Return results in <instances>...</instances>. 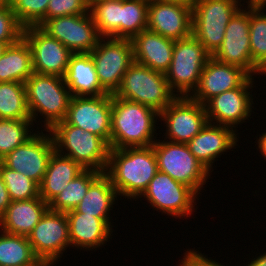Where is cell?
I'll return each mask as SVG.
<instances>
[{"instance_id": "6da1fadb", "label": "cell", "mask_w": 266, "mask_h": 266, "mask_svg": "<svg viewBox=\"0 0 266 266\" xmlns=\"http://www.w3.org/2000/svg\"><path fill=\"white\" fill-rule=\"evenodd\" d=\"M158 165L153 146L136 148H110L105 174L119 196L138 199L153 177Z\"/></svg>"}, {"instance_id": "7a4b0ae2", "label": "cell", "mask_w": 266, "mask_h": 266, "mask_svg": "<svg viewBox=\"0 0 266 266\" xmlns=\"http://www.w3.org/2000/svg\"><path fill=\"white\" fill-rule=\"evenodd\" d=\"M159 113L153 108L112 95L110 148L149 147L156 141Z\"/></svg>"}, {"instance_id": "3957f363", "label": "cell", "mask_w": 266, "mask_h": 266, "mask_svg": "<svg viewBox=\"0 0 266 266\" xmlns=\"http://www.w3.org/2000/svg\"><path fill=\"white\" fill-rule=\"evenodd\" d=\"M25 88L31 119L36 123L40 113L44 118L43 131L64 121L72 95L63 77L34 72L25 81Z\"/></svg>"}, {"instance_id": "277c9868", "label": "cell", "mask_w": 266, "mask_h": 266, "mask_svg": "<svg viewBox=\"0 0 266 266\" xmlns=\"http://www.w3.org/2000/svg\"><path fill=\"white\" fill-rule=\"evenodd\" d=\"M46 132L51 133L55 151L60 155L71 158L83 169L105 173L110 147L101 137L65 121L56 123Z\"/></svg>"}, {"instance_id": "5b68a950", "label": "cell", "mask_w": 266, "mask_h": 266, "mask_svg": "<svg viewBox=\"0 0 266 266\" xmlns=\"http://www.w3.org/2000/svg\"><path fill=\"white\" fill-rule=\"evenodd\" d=\"M114 95L117 98L149 106L158 113L177 98L169 88L164 73L154 71L137 62L129 66Z\"/></svg>"}, {"instance_id": "8992f818", "label": "cell", "mask_w": 266, "mask_h": 266, "mask_svg": "<svg viewBox=\"0 0 266 266\" xmlns=\"http://www.w3.org/2000/svg\"><path fill=\"white\" fill-rule=\"evenodd\" d=\"M210 57L204 46L192 35L175 40L171 65L165 75L169 88L177 97H190L193 94Z\"/></svg>"}, {"instance_id": "52a82bcc", "label": "cell", "mask_w": 266, "mask_h": 266, "mask_svg": "<svg viewBox=\"0 0 266 266\" xmlns=\"http://www.w3.org/2000/svg\"><path fill=\"white\" fill-rule=\"evenodd\" d=\"M241 1L197 0L192 8L191 35L211 56L222 44L230 19L241 6H244Z\"/></svg>"}, {"instance_id": "ba28073f", "label": "cell", "mask_w": 266, "mask_h": 266, "mask_svg": "<svg viewBox=\"0 0 266 266\" xmlns=\"http://www.w3.org/2000/svg\"><path fill=\"white\" fill-rule=\"evenodd\" d=\"M152 146L158 171L189 186L199 195L210 172L194 157L187 144L156 139Z\"/></svg>"}, {"instance_id": "9c48e42d", "label": "cell", "mask_w": 266, "mask_h": 266, "mask_svg": "<svg viewBox=\"0 0 266 266\" xmlns=\"http://www.w3.org/2000/svg\"><path fill=\"white\" fill-rule=\"evenodd\" d=\"M90 55L102 88L108 94H115L123 75L134 62L131 39L101 37Z\"/></svg>"}, {"instance_id": "30bf717a", "label": "cell", "mask_w": 266, "mask_h": 266, "mask_svg": "<svg viewBox=\"0 0 266 266\" xmlns=\"http://www.w3.org/2000/svg\"><path fill=\"white\" fill-rule=\"evenodd\" d=\"M145 198L149 204L169 216L188 218L194 211L198 194L189 186L175 181L168 174L158 171L150 184L139 197Z\"/></svg>"}, {"instance_id": "8fae6325", "label": "cell", "mask_w": 266, "mask_h": 266, "mask_svg": "<svg viewBox=\"0 0 266 266\" xmlns=\"http://www.w3.org/2000/svg\"><path fill=\"white\" fill-rule=\"evenodd\" d=\"M27 238L35 256L54 266L71 247L66 213L48 209Z\"/></svg>"}, {"instance_id": "7c38bea8", "label": "cell", "mask_w": 266, "mask_h": 266, "mask_svg": "<svg viewBox=\"0 0 266 266\" xmlns=\"http://www.w3.org/2000/svg\"><path fill=\"white\" fill-rule=\"evenodd\" d=\"M112 94L72 96L64 121L101 137L110 147Z\"/></svg>"}, {"instance_id": "4fadbf2b", "label": "cell", "mask_w": 266, "mask_h": 266, "mask_svg": "<svg viewBox=\"0 0 266 266\" xmlns=\"http://www.w3.org/2000/svg\"><path fill=\"white\" fill-rule=\"evenodd\" d=\"M249 28L250 4L247 9L240 8L230 19L224 40L212 57L222 63L237 65L251 76L263 75L251 59Z\"/></svg>"}, {"instance_id": "5bb4252c", "label": "cell", "mask_w": 266, "mask_h": 266, "mask_svg": "<svg viewBox=\"0 0 266 266\" xmlns=\"http://www.w3.org/2000/svg\"><path fill=\"white\" fill-rule=\"evenodd\" d=\"M40 28L73 54L90 53L101 38L90 12L48 19Z\"/></svg>"}, {"instance_id": "9a60e30c", "label": "cell", "mask_w": 266, "mask_h": 266, "mask_svg": "<svg viewBox=\"0 0 266 266\" xmlns=\"http://www.w3.org/2000/svg\"><path fill=\"white\" fill-rule=\"evenodd\" d=\"M165 122V138L171 142L187 144L208 123L204 105L190 97H177L159 113Z\"/></svg>"}, {"instance_id": "2e32d148", "label": "cell", "mask_w": 266, "mask_h": 266, "mask_svg": "<svg viewBox=\"0 0 266 266\" xmlns=\"http://www.w3.org/2000/svg\"><path fill=\"white\" fill-rule=\"evenodd\" d=\"M54 152L55 146L51 133L43 134L41 130V133L35 132L23 145L12 150L0 162L40 185Z\"/></svg>"}, {"instance_id": "e0dca14e", "label": "cell", "mask_w": 266, "mask_h": 266, "mask_svg": "<svg viewBox=\"0 0 266 266\" xmlns=\"http://www.w3.org/2000/svg\"><path fill=\"white\" fill-rule=\"evenodd\" d=\"M253 76H250L240 87L225 91L208 100L205 111L208 122L216 125H224L234 128L249 120L253 111ZM249 90V91H248ZM237 125V126H236Z\"/></svg>"}, {"instance_id": "ac0fdd59", "label": "cell", "mask_w": 266, "mask_h": 266, "mask_svg": "<svg viewBox=\"0 0 266 266\" xmlns=\"http://www.w3.org/2000/svg\"><path fill=\"white\" fill-rule=\"evenodd\" d=\"M23 38L31 49L35 73L65 76L70 56L73 54L66 46L38 26L24 28Z\"/></svg>"}, {"instance_id": "d6986e66", "label": "cell", "mask_w": 266, "mask_h": 266, "mask_svg": "<svg viewBox=\"0 0 266 266\" xmlns=\"http://www.w3.org/2000/svg\"><path fill=\"white\" fill-rule=\"evenodd\" d=\"M191 25V7L162 0H149L148 30L175 41L190 37Z\"/></svg>"}, {"instance_id": "ffe728a7", "label": "cell", "mask_w": 266, "mask_h": 266, "mask_svg": "<svg viewBox=\"0 0 266 266\" xmlns=\"http://www.w3.org/2000/svg\"><path fill=\"white\" fill-rule=\"evenodd\" d=\"M251 75L243 68L208 59L199 84L190 98L204 105L208 100L225 91L240 87Z\"/></svg>"}, {"instance_id": "44dd1931", "label": "cell", "mask_w": 266, "mask_h": 266, "mask_svg": "<svg viewBox=\"0 0 266 266\" xmlns=\"http://www.w3.org/2000/svg\"><path fill=\"white\" fill-rule=\"evenodd\" d=\"M236 129L224 125L207 123L206 126L188 143L194 157L209 171L216 158L231 150L238 142Z\"/></svg>"}, {"instance_id": "7402d4cb", "label": "cell", "mask_w": 266, "mask_h": 266, "mask_svg": "<svg viewBox=\"0 0 266 266\" xmlns=\"http://www.w3.org/2000/svg\"><path fill=\"white\" fill-rule=\"evenodd\" d=\"M69 225V240L72 247L80 250L100 248L110 238L113 229L110 219L78 213L74 209L66 212Z\"/></svg>"}, {"instance_id": "603a6c76", "label": "cell", "mask_w": 266, "mask_h": 266, "mask_svg": "<svg viewBox=\"0 0 266 266\" xmlns=\"http://www.w3.org/2000/svg\"><path fill=\"white\" fill-rule=\"evenodd\" d=\"M131 42L134 62L164 74L169 70L174 40L146 29L134 36Z\"/></svg>"}, {"instance_id": "cb8c5ba5", "label": "cell", "mask_w": 266, "mask_h": 266, "mask_svg": "<svg viewBox=\"0 0 266 266\" xmlns=\"http://www.w3.org/2000/svg\"><path fill=\"white\" fill-rule=\"evenodd\" d=\"M48 209V204L41 197L11 201L0 217V229L9 234L28 237Z\"/></svg>"}, {"instance_id": "d4e9b609", "label": "cell", "mask_w": 266, "mask_h": 266, "mask_svg": "<svg viewBox=\"0 0 266 266\" xmlns=\"http://www.w3.org/2000/svg\"><path fill=\"white\" fill-rule=\"evenodd\" d=\"M63 78L72 96L108 94L99 83L90 53L72 54Z\"/></svg>"}, {"instance_id": "484cf974", "label": "cell", "mask_w": 266, "mask_h": 266, "mask_svg": "<svg viewBox=\"0 0 266 266\" xmlns=\"http://www.w3.org/2000/svg\"><path fill=\"white\" fill-rule=\"evenodd\" d=\"M84 169L71 158L54 152L39 185L40 197L49 204Z\"/></svg>"}, {"instance_id": "4316f807", "label": "cell", "mask_w": 266, "mask_h": 266, "mask_svg": "<svg viewBox=\"0 0 266 266\" xmlns=\"http://www.w3.org/2000/svg\"><path fill=\"white\" fill-rule=\"evenodd\" d=\"M33 73L32 52L22 37L0 56V82L25 83Z\"/></svg>"}, {"instance_id": "83f0119b", "label": "cell", "mask_w": 266, "mask_h": 266, "mask_svg": "<svg viewBox=\"0 0 266 266\" xmlns=\"http://www.w3.org/2000/svg\"><path fill=\"white\" fill-rule=\"evenodd\" d=\"M117 197L118 194L110 178L102 173L89 186L84 198L74 210L100 219H110L109 213Z\"/></svg>"}, {"instance_id": "f1b7e54d", "label": "cell", "mask_w": 266, "mask_h": 266, "mask_svg": "<svg viewBox=\"0 0 266 266\" xmlns=\"http://www.w3.org/2000/svg\"><path fill=\"white\" fill-rule=\"evenodd\" d=\"M39 261L26 236L0 230V266H34Z\"/></svg>"}, {"instance_id": "f546056e", "label": "cell", "mask_w": 266, "mask_h": 266, "mask_svg": "<svg viewBox=\"0 0 266 266\" xmlns=\"http://www.w3.org/2000/svg\"><path fill=\"white\" fill-rule=\"evenodd\" d=\"M101 174L102 172L84 169L48 204L49 210L66 213L75 209L84 198L89 186Z\"/></svg>"}, {"instance_id": "4dcf8cb0", "label": "cell", "mask_w": 266, "mask_h": 266, "mask_svg": "<svg viewBox=\"0 0 266 266\" xmlns=\"http://www.w3.org/2000/svg\"><path fill=\"white\" fill-rule=\"evenodd\" d=\"M89 12L101 37L121 38V0H96Z\"/></svg>"}, {"instance_id": "1f68e13d", "label": "cell", "mask_w": 266, "mask_h": 266, "mask_svg": "<svg viewBox=\"0 0 266 266\" xmlns=\"http://www.w3.org/2000/svg\"><path fill=\"white\" fill-rule=\"evenodd\" d=\"M0 119H31L25 83L0 82Z\"/></svg>"}, {"instance_id": "d6a6232c", "label": "cell", "mask_w": 266, "mask_h": 266, "mask_svg": "<svg viewBox=\"0 0 266 266\" xmlns=\"http://www.w3.org/2000/svg\"><path fill=\"white\" fill-rule=\"evenodd\" d=\"M266 5H250V51L253 63L266 72Z\"/></svg>"}, {"instance_id": "836d02e7", "label": "cell", "mask_w": 266, "mask_h": 266, "mask_svg": "<svg viewBox=\"0 0 266 266\" xmlns=\"http://www.w3.org/2000/svg\"><path fill=\"white\" fill-rule=\"evenodd\" d=\"M149 0H121V39H132L147 29Z\"/></svg>"}, {"instance_id": "e575fe53", "label": "cell", "mask_w": 266, "mask_h": 266, "mask_svg": "<svg viewBox=\"0 0 266 266\" xmlns=\"http://www.w3.org/2000/svg\"><path fill=\"white\" fill-rule=\"evenodd\" d=\"M33 125L32 119H0V160L35 134Z\"/></svg>"}, {"instance_id": "d590c367", "label": "cell", "mask_w": 266, "mask_h": 266, "mask_svg": "<svg viewBox=\"0 0 266 266\" xmlns=\"http://www.w3.org/2000/svg\"><path fill=\"white\" fill-rule=\"evenodd\" d=\"M0 173L11 201L40 197L39 185L22 173L11 170L0 162Z\"/></svg>"}, {"instance_id": "8d00e7d4", "label": "cell", "mask_w": 266, "mask_h": 266, "mask_svg": "<svg viewBox=\"0 0 266 266\" xmlns=\"http://www.w3.org/2000/svg\"><path fill=\"white\" fill-rule=\"evenodd\" d=\"M49 0H13L11 6L17 20L24 27H40L46 21Z\"/></svg>"}, {"instance_id": "74e56055", "label": "cell", "mask_w": 266, "mask_h": 266, "mask_svg": "<svg viewBox=\"0 0 266 266\" xmlns=\"http://www.w3.org/2000/svg\"><path fill=\"white\" fill-rule=\"evenodd\" d=\"M24 27L11 7L0 6V42L12 45L23 37Z\"/></svg>"}, {"instance_id": "f35d334b", "label": "cell", "mask_w": 266, "mask_h": 266, "mask_svg": "<svg viewBox=\"0 0 266 266\" xmlns=\"http://www.w3.org/2000/svg\"><path fill=\"white\" fill-rule=\"evenodd\" d=\"M86 0H49L46 20L66 15H81L89 12Z\"/></svg>"}, {"instance_id": "ab89813d", "label": "cell", "mask_w": 266, "mask_h": 266, "mask_svg": "<svg viewBox=\"0 0 266 266\" xmlns=\"http://www.w3.org/2000/svg\"><path fill=\"white\" fill-rule=\"evenodd\" d=\"M194 250L195 249H187L184 253L185 256H183V260L181 259V263H179L178 266H225Z\"/></svg>"}, {"instance_id": "60d3db41", "label": "cell", "mask_w": 266, "mask_h": 266, "mask_svg": "<svg viewBox=\"0 0 266 266\" xmlns=\"http://www.w3.org/2000/svg\"><path fill=\"white\" fill-rule=\"evenodd\" d=\"M11 203L8 190L3 182L1 173H0V217L5 213L6 209Z\"/></svg>"}, {"instance_id": "b9f144b4", "label": "cell", "mask_w": 266, "mask_h": 266, "mask_svg": "<svg viewBox=\"0 0 266 266\" xmlns=\"http://www.w3.org/2000/svg\"><path fill=\"white\" fill-rule=\"evenodd\" d=\"M257 140L258 149L261 152V155L266 158V132L259 135V139L257 138Z\"/></svg>"}, {"instance_id": "7bdbcfd3", "label": "cell", "mask_w": 266, "mask_h": 266, "mask_svg": "<svg viewBox=\"0 0 266 266\" xmlns=\"http://www.w3.org/2000/svg\"><path fill=\"white\" fill-rule=\"evenodd\" d=\"M246 266H266V252L252 259L251 263L248 262Z\"/></svg>"}, {"instance_id": "ee69618b", "label": "cell", "mask_w": 266, "mask_h": 266, "mask_svg": "<svg viewBox=\"0 0 266 266\" xmlns=\"http://www.w3.org/2000/svg\"><path fill=\"white\" fill-rule=\"evenodd\" d=\"M162 1L178 3L193 8L197 0H162Z\"/></svg>"}, {"instance_id": "f6af8a7d", "label": "cell", "mask_w": 266, "mask_h": 266, "mask_svg": "<svg viewBox=\"0 0 266 266\" xmlns=\"http://www.w3.org/2000/svg\"><path fill=\"white\" fill-rule=\"evenodd\" d=\"M246 3L250 5H266V0H246Z\"/></svg>"}, {"instance_id": "bcb514c9", "label": "cell", "mask_w": 266, "mask_h": 266, "mask_svg": "<svg viewBox=\"0 0 266 266\" xmlns=\"http://www.w3.org/2000/svg\"><path fill=\"white\" fill-rule=\"evenodd\" d=\"M13 0H0V6L11 7Z\"/></svg>"}, {"instance_id": "7dc6e473", "label": "cell", "mask_w": 266, "mask_h": 266, "mask_svg": "<svg viewBox=\"0 0 266 266\" xmlns=\"http://www.w3.org/2000/svg\"><path fill=\"white\" fill-rule=\"evenodd\" d=\"M9 44L0 42V56L4 53Z\"/></svg>"}, {"instance_id": "c3c4849f", "label": "cell", "mask_w": 266, "mask_h": 266, "mask_svg": "<svg viewBox=\"0 0 266 266\" xmlns=\"http://www.w3.org/2000/svg\"><path fill=\"white\" fill-rule=\"evenodd\" d=\"M34 266H51L50 264L43 262V261H39L36 265Z\"/></svg>"}, {"instance_id": "681fc988", "label": "cell", "mask_w": 266, "mask_h": 266, "mask_svg": "<svg viewBox=\"0 0 266 266\" xmlns=\"http://www.w3.org/2000/svg\"><path fill=\"white\" fill-rule=\"evenodd\" d=\"M88 2V4L90 5L91 3H93L96 0H86Z\"/></svg>"}]
</instances>
